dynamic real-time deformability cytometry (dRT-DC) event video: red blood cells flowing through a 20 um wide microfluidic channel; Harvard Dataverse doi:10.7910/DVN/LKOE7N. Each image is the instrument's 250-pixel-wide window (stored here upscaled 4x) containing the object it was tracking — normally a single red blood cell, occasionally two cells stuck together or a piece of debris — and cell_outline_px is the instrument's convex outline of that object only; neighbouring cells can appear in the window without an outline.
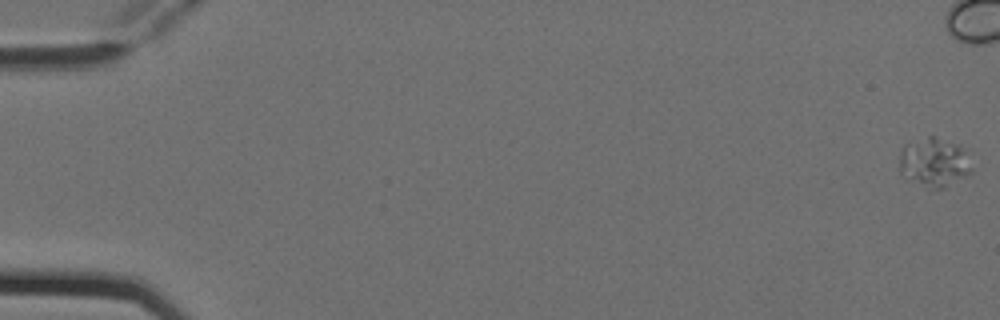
{"species": "Egyptian fruit bat (a non-hibernating species)", "species_latin": "Rousettus aegyptiacus", "temperature_condition": "cold", "stored_images_in_passage": 8, "camera_frame_rate_fps": 3000, "um_per_image_px": 0.085, "animal": {"sex": "female"}, "frame": {"image": 1, "passage_image": 1, "time_ms": 0.0, "image_size_px": [1000, 320], "cell_outline_px": [[972, 172], [944, 188], [932, 188], [900, 172], [900, 152], [904, 144], [928, 136], [936, 136], [956, 144], [960, 148], [972, 168]], "centroid_in_image_um": [79.38, 13.76], "position_along_channel_um": 5.6, "area_um2": 19.77}}